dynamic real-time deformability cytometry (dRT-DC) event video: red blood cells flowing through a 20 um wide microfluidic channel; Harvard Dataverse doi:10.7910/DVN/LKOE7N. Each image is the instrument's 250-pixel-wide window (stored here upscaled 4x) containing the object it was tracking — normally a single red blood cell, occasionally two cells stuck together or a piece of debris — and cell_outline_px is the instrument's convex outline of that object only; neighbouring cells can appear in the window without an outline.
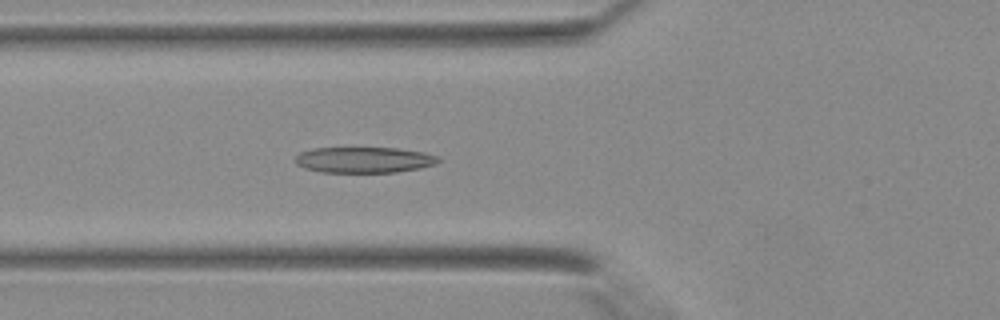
{"species": "Egyptian fruit bat (a non-hibernating species)", "species_latin": "Rousettus aegyptiacus", "temperature_condition": "warm", "stored_images_in_passage": 42, "camera_frame_rate_fps": 3000, "um_per_image_px": 0.085, "animal": {"sex": "female"}, "frame": {"image": 1, "passage_image": 16, "time_ms": 5.0, "image_size_px": [1000, 320], "cell_outline_px": [[440, 160], [436, 164], [420, 168], [396, 172], [320, 172], [304, 168], [296, 164], [296, 156], [300, 152], [312, 148], [400, 148], [424, 152], [436, 156]], "centroid_in_image_um": [30.94, 13.59], "position_along_channel_um": 94.9, "area_um2": 21.56}}
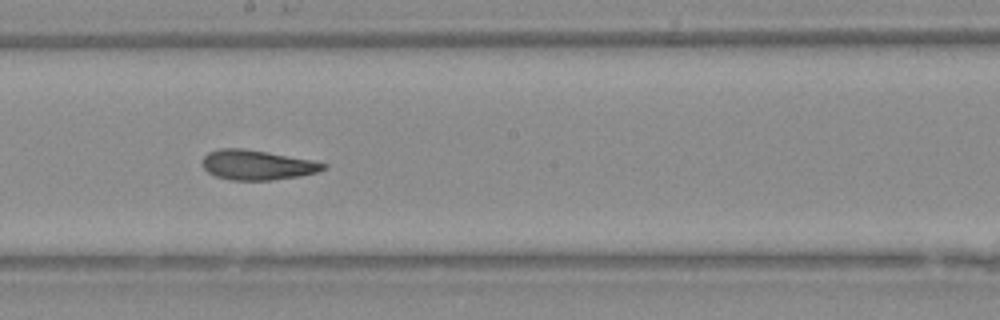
{"frame": {"image": 2, "passage_image": 24, "time_ms": 7.667, "image_size_px": [1000, 320], "cell_outline_px": [[328, 164], [324, 168], [316, 172], [300, 176], [272, 180], [232, 180], [216, 176], [208, 172], [200, 164], [200, 160], [208, 152], [220, 148], [244, 148], [312, 160]], "centroid_in_image_um": [21.8, 14.01], "position_along_channel_um": 226.4, "area_um2": 21.04}}
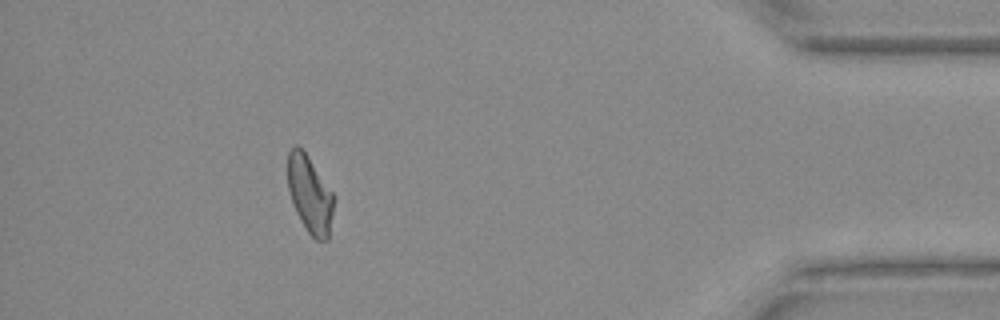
{"frame": {"image": 3, "passage_image": 38, "time_ms": 12.333, "image_size_px": [1000, 320], "cell_outline_px": [[332, 212], [328, 240], [316, 240], [308, 232], [300, 220], [296, 212], [288, 188], [288, 152], [296, 144], [304, 152], [332, 192]], "centroid_in_image_um": [26.31, 16.55], "position_along_channel_um": 408.9, "area_um2": 19.94}}